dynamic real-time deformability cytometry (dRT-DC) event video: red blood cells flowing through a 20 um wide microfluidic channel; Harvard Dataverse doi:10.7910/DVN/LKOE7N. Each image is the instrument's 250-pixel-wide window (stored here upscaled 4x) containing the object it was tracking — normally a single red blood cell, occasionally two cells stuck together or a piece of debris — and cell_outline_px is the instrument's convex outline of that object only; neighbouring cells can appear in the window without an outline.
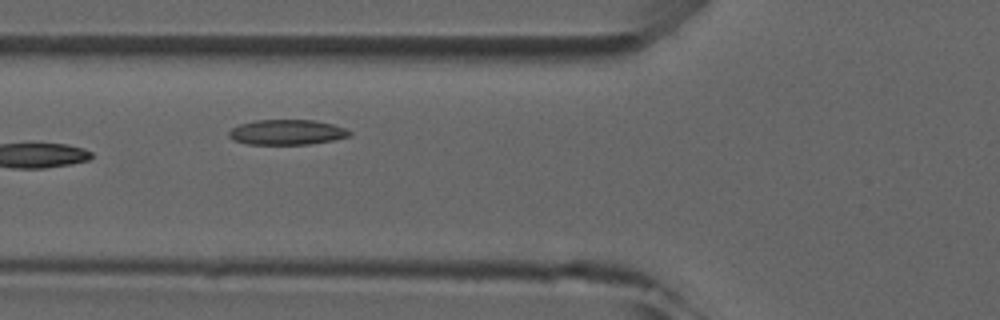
{"species": "common noctule bat (a hibernating species)", "species_latin": "Nyctalus noctula", "temperature_condition": "room temperature", "stored_images_in_passage": 7, "camera_frame_rate_fps": 3000, "um_per_image_px": 0.085, "animal": {"sex": "male", "forearm_length_mm": 52.5}, "frame": {"image": 1, "passage_image": 4, "time_ms": 3.333, "image_size_px": [1000, 320], "cell_outline_px": [[352, 132], [348, 136], [332, 140], [308, 144], [248, 144], [232, 140], [228, 136], [228, 132], [232, 128], [240, 124], [256, 120], [316, 120], [332, 124], [344, 128]], "centroid_in_image_um": [24.35, 11.23], "position_along_channel_um": 101.5, "area_um2": 17.57}}
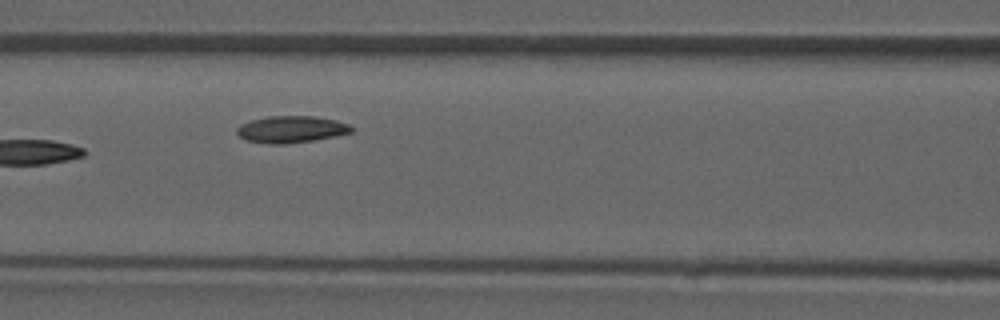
{"frame": {"image": 2, "passage_image": 5, "time_ms": 4.333, "image_size_px": [1000, 320], "cell_outline_px": [[352, 132], [336, 136], [312, 140], [284, 144], [268, 144], [244, 140], [236, 132], [236, 128], [240, 124], [252, 120], [268, 116], [316, 116], [336, 120], [348, 124], [352, 128]], "centroid_in_image_um": [24.72, 10.99], "position_along_channel_um": 141.9, "area_um2": 17.92}}